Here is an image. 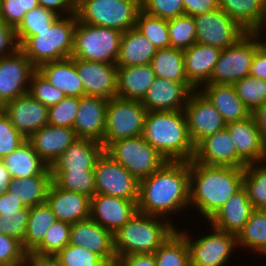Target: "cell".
I'll use <instances>...</instances> for the list:
<instances>
[{
    "instance_id": "obj_55",
    "label": "cell",
    "mask_w": 266,
    "mask_h": 266,
    "mask_svg": "<svg viewBox=\"0 0 266 266\" xmlns=\"http://www.w3.org/2000/svg\"><path fill=\"white\" fill-rule=\"evenodd\" d=\"M19 49L15 29L0 19V58L13 54Z\"/></svg>"
},
{
    "instance_id": "obj_26",
    "label": "cell",
    "mask_w": 266,
    "mask_h": 266,
    "mask_svg": "<svg viewBox=\"0 0 266 266\" xmlns=\"http://www.w3.org/2000/svg\"><path fill=\"white\" fill-rule=\"evenodd\" d=\"M47 204L57 220L74 224L90 218V198L77 192L50 185Z\"/></svg>"
},
{
    "instance_id": "obj_47",
    "label": "cell",
    "mask_w": 266,
    "mask_h": 266,
    "mask_svg": "<svg viewBox=\"0 0 266 266\" xmlns=\"http://www.w3.org/2000/svg\"><path fill=\"white\" fill-rule=\"evenodd\" d=\"M61 266H109L98 254L83 246L66 245L54 257Z\"/></svg>"
},
{
    "instance_id": "obj_60",
    "label": "cell",
    "mask_w": 266,
    "mask_h": 266,
    "mask_svg": "<svg viewBox=\"0 0 266 266\" xmlns=\"http://www.w3.org/2000/svg\"><path fill=\"white\" fill-rule=\"evenodd\" d=\"M25 206L21 200L16 199L10 193L5 192L0 196V212H10L23 209Z\"/></svg>"
},
{
    "instance_id": "obj_34",
    "label": "cell",
    "mask_w": 266,
    "mask_h": 266,
    "mask_svg": "<svg viewBox=\"0 0 266 266\" xmlns=\"http://www.w3.org/2000/svg\"><path fill=\"white\" fill-rule=\"evenodd\" d=\"M2 162L12 178L51 175L49 166L38 156L28 140L4 157Z\"/></svg>"
},
{
    "instance_id": "obj_25",
    "label": "cell",
    "mask_w": 266,
    "mask_h": 266,
    "mask_svg": "<svg viewBox=\"0 0 266 266\" xmlns=\"http://www.w3.org/2000/svg\"><path fill=\"white\" fill-rule=\"evenodd\" d=\"M77 138L73 128L47 124L27 140L38 156L50 167Z\"/></svg>"
},
{
    "instance_id": "obj_24",
    "label": "cell",
    "mask_w": 266,
    "mask_h": 266,
    "mask_svg": "<svg viewBox=\"0 0 266 266\" xmlns=\"http://www.w3.org/2000/svg\"><path fill=\"white\" fill-rule=\"evenodd\" d=\"M238 155L247 163L266 162V143L251 115L245 120L226 123Z\"/></svg>"
},
{
    "instance_id": "obj_5",
    "label": "cell",
    "mask_w": 266,
    "mask_h": 266,
    "mask_svg": "<svg viewBox=\"0 0 266 266\" xmlns=\"http://www.w3.org/2000/svg\"><path fill=\"white\" fill-rule=\"evenodd\" d=\"M76 14L59 16L47 29L31 36L20 49L38 68L40 65L69 58L74 49Z\"/></svg>"
},
{
    "instance_id": "obj_4",
    "label": "cell",
    "mask_w": 266,
    "mask_h": 266,
    "mask_svg": "<svg viewBox=\"0 0 266 266\" xmlns=\"http://www.w3.org/2000/svg\"><path fill=\"white\" fill-rule=\"evenodd\" d=\"M162 218L137 211L113 233L116 258L131 254H153L177 229L171 219Z\"/></svg>"
},
{
    "instance_id": "obj_22",
    "label": "cell",
    "mask_w": 266,
    "mask_h": 266,
    "mask_svg": "<svg viewBox=\"0 0 266 266\" xmlns=\"http://www.w3.org/2000/svg\"><path fill=\"white\" fill-rule=\"evenodd\" d=\"M108 99L99 96H82L73 129L78 138L103 143Z\"/></svg>"
},
{
    "instance_id": "obj_52",
    "label": "cell",
    "mask_w": 266,
    "mask_h": 266,
    "mask_svg": "<svg viewBox=\"0 0 266 266\" xmlns=\"http://www.w3.org/2000/svg\"><path fill=\"white\" fill-rule=\"evenodd\" d=\"M27 139L19 133L8 115L0 108V156L6 157Z\"/></svg>"
},
{
    "instance_id": "obj_35",
    "label": "cell",
    "mask_w": 266,
    "mask_h": 266,
    "mask_svg": "<svg viewBox=\"0 0 266 266\" xmlns=\"http://www.w3.org/2000/svg\"><path fill=\"white\" fill-rule=\"evenodd\" d=\"M52 183L51 175H35L28 178H12L7 192L28 208L46 202Z\"/></svg>"
},
{
    "instance_id": "obj_48",
    "label": "cell",
    "mask_w": 266,
    "mask_h": 266,
    "mask_svg": "<svg viewBox=\"0 0 266 266\" xmlns=\"http://www.w3.org/2000/svg\"><path fill=\"white\" fill-rule=\"evenodd\" d=\"M28 93L48 108L58 104L66 97L62 91L50 84L37 70L31 77Z\"/></svg>"
},
{
    "instance_id": "obj_45",
    "label": "cell",
    "mask_w": 266,
    "mask_h": 266,
    "mask_svg": "<svg viewBox=\"0 0 266 266\" xmlns=\"http://www.w3.org/2000/svg\"><path fill=\"white\" fill-rule=\"evenodd\" d=\"M171 48L185 50L196 43V25L190 15L168 19Z\"/></svg>"
},
{
    "instance_id": "obj_14",
    "label": "cell",
    "mask_w": 266,
    "mask_h": 266,
    "mask_svg": "<svg viewBox=\"0 0 266 266\" xmlns=\"http://www.w3.org/2000/svg\"><path fill=\"white\" fill-rule=\"evenodd\" d=\"M36 70L20 48L13 54L0 58V108L28 93V83Z\"/></svg>"
},
{
    "instance_id": "obj_62",
    "label": "cell",
    "mask_w": 266,
    "mask_h": 266,
    "mask_svg": "<svg viewBox=\"0 0 266 266\" xmlns=\"http://www.w3.org/2000/svg\"><path fill=\"white\" fill-rule=\"evenodd\" d=\"M26 266H61L52 257H34L29 256Z\"/></svg>"
},
{
    "instance_id": "obj_32",
    "label": "cell",
    "mask_w": 266,
    "mask_h": 266,
    "mask_svg": "<svg viewBox=\"0 0 266 266\" xmlns=\"http://www.w3.org/2000/svg\"><path fill=\"white\" fill-rule=\"evenodd\" d=\"M155 79L150 64L117 66V97L141 101Z\"/></svg>"
},
{
    "instance_id": "obj_30",
    "label": "cell",
    "mask_w": 266,
    "mask_h": 266,
    "mask_svg": "<svg viewBox=\"0 0 266 266\" xmlns=\"http://www.w3.org/2000/svg\"><path fill=\"white\" fill-rule=\"evenodd\" d=\"M218 7L247 32L266 29V0H218Z\"/></svg>"
},
{
    "instance_id": "obj_11",
    "label": "cell",
    "mask_w": 266,
    "mask_h": 266,
    "mask_svg": "<svg viewBox=\"0 0 266 266\" xmlns=\"http://www.w3.org/2000/svg\"><path fill=\"white\" fill-rule=\"evenodd\" d=\"M211 227L213 232L210 235L197 240L187 231L181 232L189 248L190 266H225L233 250L238 248L237 235Z\"/></svg>"
},
{
    "instance_id": "obj_28",
    "label": "cell",
    "mask_w": 266,
    "mask_h": 266,
    "mask_svg": "<svg viewBox=\"0 0 266 266\" xmlns=\"http://www.w3.org/2000/svg\"><path fill=\"white\" fill-rule=\"evenodd\" d=\"M198 90L214 105L226 123L242 121L251 116L233 84L206 83Z\"/></svg>"
},
{
    "instance_id": "obj_1",
    "label": "cell",
    "mask_w": 266,
    "mask_h": 266,
    "mask_svg": "<svg viewBox=\"0 0 266 266\" xmlns=\"http://www.w3.org/2000/svg\"><path fill=\"white\" fill-rule=\"evenodd\" d=\"M189 189V161H166L157 171L139 181L137 210L167 219L190 206Z\"/></svg>"
},
{
    "instance_id": "obj_38",
    "label": "cell",
    "mask_w": 266,
    "mask_h": 266,
    "mask_svg": "<svg viewBox=\"0 0 266 266\" xmlns=\"http://www.w3.org/2000/svg\"><path fill=\"white\" fill-rule=\"evenodd\" d=\"M237 246L262 255L266 251V209H254L244 228L237 234Z\"/></svg>"
},
{
    "instance_id": "obj_50",
    "label": "cell",
    "mask_w": 266,
    "mask_h": 266,
    "mask_svg": "<svg viewBox=\"0 0 266 266\" xmlns=\"http://www.w3.org/2000/svg\"><path fill=\"white\" fill-rule=\"evenodd\" d=\"M78 107V97L66 96L58 104L48 108V124L73 128Z\"/></svg>"
},
{
    "instance_id": "obj_42",
    "label": "cell",
    "mask_w": 266,
    "mask_h": 266,
    "mask_svg": "<svg viewBox=\"0 0 266 266\" xmlns=\"http://www.w3.org/2000/svg\"><path fill=\"white\" fill-rule=\"evenodd\" d=\"M135 28L152 42L157 50L171 47L167 19L152 16L140 9Z\"/></svg>"
},
{
    "instance_id": "obj_29",
    "label": "cell",
    "mask_w": 266,
    "mask_h": 266,
    "mask_svg": "<svg viewBox=\"0 0 266 266\" xmlns=\"http://www.w3.org/2000/svg\"><path fill=\"white\" fill-rule=\"evenodd\" d=\"M246 189L242 187L209 220V224L219 230L237 235L253 212Z\"/></svg>"
},
{
    "instance_id": "obj_63",
    "label": "cell",
    "mask_w": 266,
    "mask_h": 266,
    "mask_svg": "<svg viewBox=\"0 0 266 266\" xmlns=\"http://www.w3.org/2000/svg\"><path fill=\"white\" fill-rule=\"evenodd\" d=\"M12 177L3 162L0 164V196L7 192Z\"/></svg>"
},
{
    "instance_id": "obj_3",
    "label": "cell",
    "mask_w": 266,
    "mask_h": 266,
    "mask_svg": "<svg viewBox=\"0 0 266 266\" xmlns=\"http://www.w3.org/2000/svg\"><path fill=\"white\" fill-rule=\"evenodd\" d=\"M144 139L167 161H191L195 145L190 138L184 111H148Z\"/></svg>"
},
{
    "instance_id": "obj_12",
    "label": "cell",
    "mask_w": 266,
    "mask_h": 266,
    "mask_svg": "<svg viewBox=\"0 0 266 266\" xmlns=\"http://www.w3.org/2000/svg\"><path fill=\"white\" fill-rule=\"evenodd\" d=\"M97 194H106L138 202L139 181L105 151L95 168Z\"/></svg>"
},
{
    "instance_id": "obj_20",
    "label": "cell",
    "mask_w": 266,
    "mask_h": 266,
    "mask_svg": "<svg viewBox=\"0 0 266 266\" xmlns=\"http://www.w3.org/2000/svg\"><path fill=\"white\" fill-rule=\"evenodd\" d=\"M137 211V203L133 200L97 193L90 199V219L112 233L124 226Z\"/></svg>"
},
{
    "instance_id": "obj_10",
    "label": "cell",
    "mask_w": 266,
    "mask_h": 266,
    "mask_svg": "<svg viewBox=\"0 0 266 266\" xmlns=\"http://www.w3.org/2000/svg\"><path fill=\"white\" fill-rule=\"evenodd\" d=\"M105 152L138 181L150 176L167 161L143 135L112 142Z\"/></svg>"
},
{
    "instance_id": "obj_18",
    "label": "cell",
    "mask_w": 266,
    "mask_h": 266,
    "mask_svg": "<svg viewBox=\"0 0 266 266\" xmlns=\"http://www.w3.org/2000/svg\"><path fill=\"white\" fill-rule=\"evenodd\" d=\"M194 90L190 83L156 77L140 102L147 111H181Z\"/></svg>"
},
{
    "instance_id": "obj_53",
    "label": "cell",
    "mask_w": 266,
    "mask_h": 266,
    "mask_svg": "<svg viewBox=\"0 0 266 266\" xmlns=\"http://www.w3.org/2000/svg\"><path fill=\"white\" fill-rule=\"evenodd\" d=\"M141 9L152 16L167 20L184 15L182 0H141Z\"/></svg>"
},
{
    "instance_id": "obj_44",
    "label": "cell",
    "mask_w": 266,
    "mask_h": 266,
    "mask_svg": "<svg viewBox=\"0 0 266 266\" xmlns=\"http://www.w3.org/2000/svg\"><path fill=\"white\" fill-rule=\"evenodd\" d=\"M52 182L59 188L77 192L90 199L96 194L94 171L51 172Z\"/></svg>"
},
{
    "instance_id": "obj_61",
    "label": "cell",
    "mask_w": 266,
    "mask_h": 266,
    "mask_svg": "<svg viewBox=\"0 0 266 266\" xmlns=\"http://www.w3.org/2000/svg\"><path fill=\"white\" fill-rule=\"evenodd\" d=\"M251 115L253 116L257 128L264 142L266 143V102L256 108Z\"/></svg>"
},
{
    "instance_id": "obj_36",
    "label": "cell",
    "mask_w": 266,
    "mask_h": 266,
    "mask_svg": "<svg viewBox=\"0 0 266 266\" xmlns=\"http://www.w3.org/2000/svg\"><path fill=\"white\" fill-rule=\"evenodd\" d=\"M57 218L47 202L29 208L28 223L23 240L24 250L30 254L44 239Z\"/></svg>"
},
{
    "instance_id": "obj_2",
    "label": "cell",
    "mask_w": 266,
    "mask_h": 266,
    "mask_svg": "<svg viewBox=\"0 0 266 266\" xmlns=\"http://www.w3.org/2000/svg\"><path fill=\"white\" fill-rule=\"evenodd\" d=\"M190 205L209 221L243 187L244 168L209 166L189 161Z\"/></svg>"
},
{
    "instance_id": "obj_46",
    "label": "cell",
    "mask_w": 266,
    "mask_h": 266,
    "mask_svg": "<svg viewBox=\"0 0 266 266\" xmlns=\"http://www.w3.org/2000/svg\"><path fill=\"white\" fill-rule=\"evenodd\" d=\"M237 95L252 113L266 102V81L247 75L234 84Z\"/></svg>"
},
{
    "instance_id": "obj_9",
    "label": "cell",
    "mask_w": 266,
    "mask_h": 266,
    "mask_svg": "<svg viewBox=\"0 0 266 266\" xmlns=\"http://www.w3.org/2000/svg\"><path fill=\"white\" fill-rule=\"evenodd\" d=\"M146 108L139 100L113 97L108 99L103 147L112 142L143 135Z\"/></svg>"
},
{
    "instance_id": "obj_39",
    "label": "cell",
    "mask_w": 266,
    "mask_h": 266,
    "mask_svg": "<svg viewBox=\"0 0 266 266\" xmlns=\"http://www.w3.org/2000/svg\"><path fill=\"white\" fill-rule=\"evenodd\" d=\"M153 254L156 266H190L186 237L177 229Z\"/></svg>"
},
{
    "instance_id": "obj_17",
    "label": "cell",
    "mask_w": 266,
    "mask_h": 266,
    "mask_svg": "<svg viewBox=\"0 0 266 266\" xmlns=\"http://www.w3.org/2000/svg\"><path fill=\"white\" fill-rule=\"evenodd\" d=\"M84 93L111 99L117 96V65L73 58Z\"/></svg>"
},
{
    "instance_id": "obj_31",
    "label": "cell",
    "mask_w": 266,
    "mask_h": 266,
    "mask_svg": "<svg viewBox=\"0 0 266 266\" xmlns=\"http://www.w3.org/2000/svg\"><path fill=\"white\" fill-rule=\"evenodd\" d=\"M37 71L65 96L78 98L85 96L73 57L44 63L37 68Z\"/></svg>"
},
{
    "instance_id": "obj_54",
    "label": "cell",
    "mask_w": 266,
    "mask_h": 266,
    "mask_svg": "<svg viewBox=\"0 0 266 266\" xmlns=\"http://www.w3.org/2000/svg\"><path fill=\"white\" fill-rule=\"evenodd\" d=\"M23 11L22 0H2L0 5V19L12 28H16L26 15Z\"/></svg>"
},
{
    "instance_id": "obj_41",
    "label": "cell",
    "mask_w": 266,
    "mask_h": 266,
    "mask_svg": "<svg viewBox=\"0 0 266 266\" xmlns=\"http://www.w3.org/2000/svg\"><path fill=\"white\" fill-rule=\"evenodd\" d=\"M266 162L250 163L244 168L243 187L253 209H266Z\"/></svg>"
},
{
    "instance_id": "obj_40",
    "label": "cell",
    "mask_w": 266,
    "mask_h": 266,
    "mask_svg": "<svg viewBox=\"0 0 266 266\" xmlns=\"http://www.w3.org/2000/svg\"><path fill=\"white\" fill-rule=\"evenodd\" d=\"M59 17L54 11L44 7H37L27 12L21 23L15 28L16 40L19 48L31 37L38 35Z\"/></svg>"
},
{
    "instance_id": "obj_16",
    "label": "cell",
    "mask_w": 266,
    "mask_h": 266,
    "mask_svg": "<svg viewBox=\"0 0 266 266\" xmlns=\"http://www.w3.org/2000/svg\"><path fill=\"white\" fill-rule=\"evenodd\" d=\"M193 160L209 166L245 168L247 165L238 155L236 146L226 128L202 139L195 146Z\"/></svg>"
},
{
    "instance_id": "obj_59",
    "label": "cell",
    "mask_w": 266,
    "mask_h": 266,
    "mask_svg": "<svg viewBox=\"0 0 266 266\" xmlns=\"http://www.w3.org/2000/svg\"><path fill=\"white\" fill-rule=\"evenodd\" d=\"M250 75L266 81V42L255 52Z\"/></svg>"
},
{
    "instance_id": "obj_33",
    "label": "cell",
    "mask_w": 266,
    "mask_h": 266,
    "mask_svg": "<svg viewBox=\"0 0 266 266\" xmlns=\"http://www.w3.org/2000/svg\"><path fill=\"white\" fill-rule=\"evenodd\" d=\"M157 48L135 27L123 32L117 66L150 64Z\"/></svg>"
},
{
    "instance_id": "obj_64",
    "label": "cell",
    "mask_w": 266,
    "mask_h": 266,
    "mask_svg": "<svg viewBox=\"0 0 266 266\" xmlns=\"http://www.w3.org/2000/svg\"><path fill=\"white\" fill-rule=\"evenodd\" d=\"M23 11L29 12L34 8L39 7L38 0H22Z\"/></svg>"
},
{
    "instance_id": "obj_15",
    "label": "cell",
    "mask_w": 266,
    "mask_h": 266,
    "mask_svg": "<svg viewBox=\"0 0 266 266\" xmlns=\"http://www.w3.org/2000/svg\"><path fill=\"white\" fill-rule=\"evenodd\" d=\"M183 111L190 138L195 146L206 136L226 128L221 114L199 90L190 94Z\"/></svg>"
},
{
    "instance_id": "obj_8",
    "label": "cell",
    "mask_w": 266,
    "mask_h": 266,
    "mask_svg": "<svg viewBox=\"0 0 266 266\" xmlns=\"http://www.w3.org/2000/svg\"><path fill=\"white\" fill-rule=\"evenodd\" d=\"M261 35L260 32H247L235 44L221 50L208 83L234 84L250 75L255 52L266 42Z\"/></svg>"
},
{
    "instance_id": "obj_19",
    "label": "cell",
    "mask_w": 266,
    "mask_h": 266,
    "mask_svg": "<svg viewBox=\"0 0 266 266\" xmlns=\"http://www.w3.org/2000/svg\"><path fill=\"white\" fill-rule=\"evenodd\" d=\"M69 244L98 254L109 266L115 264L113 233L90 218L71 224Z\"/></svg>"
},
{
    "instance_id": "obj_7",
    "label": "cell",
    "mask_w": 266,
    "mask_h": 266,
    "mask_svg": "<svg viewBox=\"0 0 266 266\" xmlns=\"http://www.w3.org/2000/svg\"><path fill=\"white\" fill-rule=\"evenodd\" d=\"M123 32L87 25L77 20L74 30L73 58L116 64Z\"/></svg>"
},
{
    "instance_id": "obj_13",
    "label": "cell",
    "mask_w": 266,
    "mask_h": 266,
    "mask_svg": "<svg viewBox=\"0 0 266 266\" xmlns=\"http://www.w3.org/2000/svg\"><path fill=\"white\" fill-rule=\"evenodd\" d=\"M196 25V43L221 50L235 44L247 31L220 8L193 16Z\"/></svg>"
},
{
    "instance_id": "obj_57",
    "label": "cell",
    "mask_w": 266,
    "mask_h": 266,
    "mask_svg": "<svg viewBox=\"0 0 266 266\" xmlns=\"http://www.w3.org/2000/svg\"><path fill=\"white\" fill-rule=\"evenodd\" d=\"M39 6L54 11L59 16L76 13V0H38ZM62 13V14H61Z\"/></svg>"
},
{
    "instance_id": "obj_21",
    "label": "cell",
    "mask_w": 266,
    "mask_h": 266,
    "mask_svg": "<svg viewBox=\"0 0 266 266\" xmlns=\"http://www.w3.org/2000/svg\"><path fill=\"white\" fill-rule=\"evenodd\" d=\"M2 109L15 129L26 139L48 124V107L29 93L6 103Z\"/></svg>"
},
{
    "instance_id": "obj_27",
    "label": "cell",
    "mask_w": 266,
    "mask_h": 266,
    "mask_svg": "<svg viewBox=\"0 0 266 266\" xmlns=\"http://www.w3.org/2000/svg\"><path fill=\"white\" fill-rule=\"evenodd\" d=\"M184 66L188 82L198 90L209 82L221 49L195 43L183 50Z\"/></svg>"
},
{
    "instance_id": "obj_43",
    "label": "cell",
    "mask_w": 266,
    "mask_h": 266,
    "mask_svg": "<svg viewBox=\"0 0 266 266\" xmlns=\"http://www.w3.org/2000/svg\"><path fill=\"white\" fill-rule=\"evenodd\" d=\"M71 224L57 220L45 233L43 241L29 254L34 257H54L70 242Z\"/></svg>"
},
{
    "instance_id": "obj_23",
    "label": "cell",
    "mask_w": 266,
    "mask_h": 266,
    "mask_svg": "<svg viewBox=\"0 0 266 266\" xmlns=\"http://www.w3.org/2000/svg\"><path fill=\"white\" fill-rule=\"evenodd\" d=\"M103 145L90 139L77 138L49 167L51 172L94 171Z\"/></svg>"
},
{
    "instance_id": "obj_58",
    "label": "cell",
    "mask_w": 266,
    "mask_h": 266,
    "mask_svg": "<svg viewBox=\"0 0 266 266\" xmlns=\"http://www.w3.org/2000/svg\"><path fill=\"white\" fill-rule=\"evenodd\" d=\"M115 266H156L154 254H131L116 258Z\"/></svg>"
},
{
    "instance_id": "obj_37",
    "label": "cell",
    "mask_w": 266,
    "mask_h": 266,
    "mask_svg": "<svg viewBox=\"0 0 266 266\" xmlns=\"http://www.w3.org/2000/svg\"><path fill=\"white\" fill-rule=\"evenodd\" d=\"M150 65L158 78L180 83H189L184 66V53L181 49H158Z\"/></svg>"
},
{
    "instance_id": "obj_51",
    "label": "cell",
    "mask_w": 266,
    "mask_h": 266,
    "mask_svg": "<svg viewBox=\"0 0 266 266\" xmlns=\"http://www.w3.org/2000/svg\"><path fill=\"white\" fill-rule=\"evenodd\" d=\"M28 258L20 241L0 234V266H26Z\"/></svg>"
},
{
    "instance_id": "obj_49",
    "label": "cell",
    "mask_w": 266,
    "mask_h": 266,
    "mask_svg": "<svg viewBox=\"0 0 266 266\" xmlns=\"http://www.w3.org/2000/svg\"><path fill=\"white\" fill-rule=\"evenodd\" d=\"M29 216V208L0 212V234L12 237L23 245Z\"/></svg>"
},
{
    "instance_id": "obj_56",
    "label": "cell",
    "mask_w": 266,
    "mask_h": 266,
    "mask_svg": "<svg viewBox=\"0 0 266 266\" xmlns=\"http://www.w3.org/2000/svg\"><path fill=\"white\" fill-rule=\"evenodd\" d=\"M184 14L197 16L218 9V0H182Z\"/></svg>"
},
{
    "instance_id": "obj_6",
    "label": "cell",
    "mask_w": 266,
    "mask_h": 266,
    "mask_svg": "<svg viewBox=\"0 0 266 266\" xmlns=\"http://www.w3.org/2000/svg\"><path fill=\"white\" fill-rule=\"evenodd\" d=\"M141 0H76L77 20L120 32L135 27Z\"/></svg>"
},
{
    "instance_id": "obj_65",
    "label": "cell",
    "mask_w": 266,
    "mask_h": 266,
    "mask_svg": "<svg viewBox=\"0 0 266 266\" xmlns=\"http://www.w3.org/2000/svg\"><path fill=\"white\" fill-rule=\"evenodd\" d=\"M3 158L0 156V164L2 163Z\"/></svg>"
}]
</instances>
